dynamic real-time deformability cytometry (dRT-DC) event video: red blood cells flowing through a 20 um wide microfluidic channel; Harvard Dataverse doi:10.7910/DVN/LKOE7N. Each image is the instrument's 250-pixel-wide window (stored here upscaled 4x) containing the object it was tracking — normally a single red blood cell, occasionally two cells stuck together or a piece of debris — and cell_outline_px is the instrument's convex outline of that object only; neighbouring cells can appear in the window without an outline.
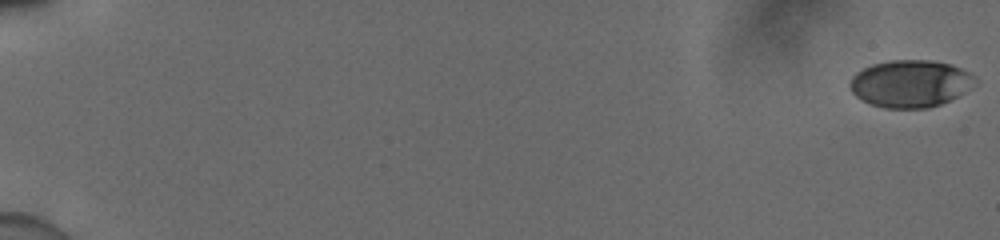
{"species": "human", "species_latin": "Homo sapiens", "temperature_condition": "cold", "stored_images_in_passage": 56, "camera_frame_rate_fps": 3000, "um_per_image_px": 0.085, "donor": {"sex": "male"}, "frame": {"image": 1, "passage_image": 1, "time_ms": 0.0, "image_size_px": [1000, 240], "cell_outline_px": [[976, 84], [964, 92], [940, 104], [928, 108], [884, 108], [860, 100], [852, 92], [848, 84], [852, 76], [856, 72], [872, 64], [888, 60], [932, 60], [952, 64], [976, 76]], "centroid_in_image_um": [77.36, 7.1], "position_along_channel_um": 7.6, "area_um2": 34.62}}
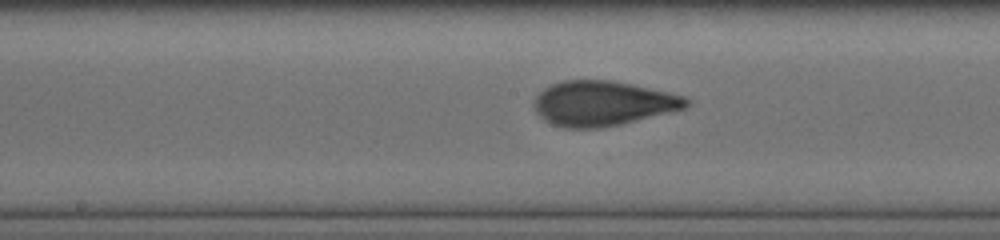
{"frame": {"image": 2, "passage_image": 32, "time_ms": 10.333, "image_size_px": [1000, 240], "cell_outline_px": [[692, 100], [684, 108], [620, 124], [600, 128], [564, 128], [552, 124], [544, 120], [536, 112], [536, 96], [544, 88], [552, 84], [564, 80], [608, 80], [632, 84], [668, 92], [684, 96]], "centroid_in_image_um": [51.23, 8.78], "position_along_channel_um": 197.0, "area_um2": 39.36}}
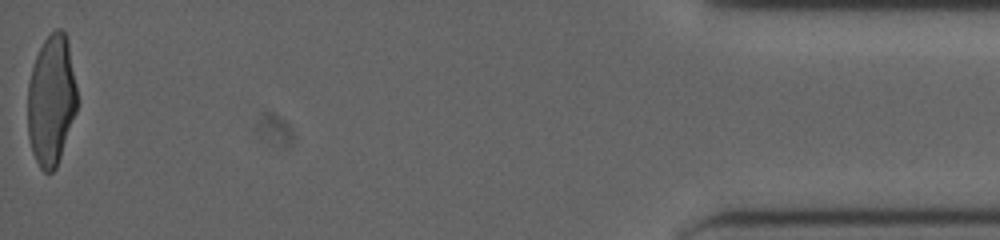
{"frame": {"image": 3, "passage_image": 56, "time_ms": 18.333, "image_size_px": [1000, 240], "cell_outline_px": [[76, 112], [56, 168], [52, 172], [44, 172], [40, 168], [32, 152], [28, 136], [28, 84], [32, 68], [36, 56], [44, 40], [56, 28], [60, 28], [64, 32], [68, 40], [76, 84]], "centroid_in_image_um": [4.36, 8.52], "position_along_channel_um": 430.8, "area_um2": 37.4}, "authors_computed_cell_mechanics": {"area_um2": 37.9457, "velocity_mm_per_s": 3.9213, "shape_relaxation_time_tau1_ms": 3.9491, "shape_relaxation_time_tau2_ms": 0.6746, "deformation_change_tau1": 0.1656, "deformation_change_tau2": 0.0597}}